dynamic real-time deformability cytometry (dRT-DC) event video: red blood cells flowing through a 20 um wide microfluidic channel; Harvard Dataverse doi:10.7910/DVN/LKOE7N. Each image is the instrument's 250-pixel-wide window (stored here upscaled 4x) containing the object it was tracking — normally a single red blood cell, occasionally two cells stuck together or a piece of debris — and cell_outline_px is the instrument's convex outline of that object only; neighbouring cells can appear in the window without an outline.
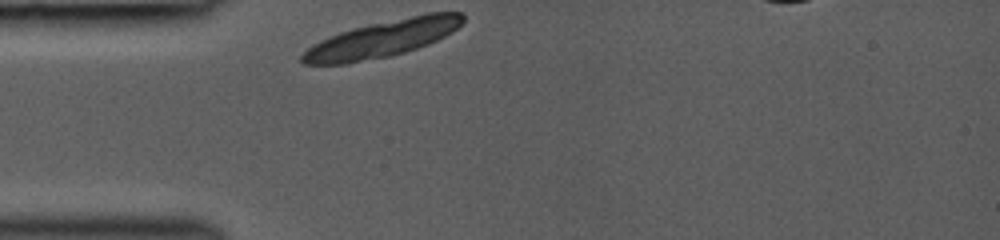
{"species": "common noctule bat (a hibernating species)", "species_latin": "Nyctalus noctula", "temperature_condition": "room temperature", "stored_images_in_passage": 22, "camera_frame_rate_fps": 3000, "um_per_image_px": 0.085, "animal": {"sex": "female", "body_mass_g": 19.0, "forearm_length_mm": 53.3}, "frame": {"image": 1, "passage_image": 1, "time_ms": 0.0, "image_size_px": [1000, 240], "cell_outline_px": [[464, 20], [452, 32], [428, 44], [404, 52], [388, 56], [344, 64], [304, 64], [300, 60], [300, 56], [312, 44], [320, 40], [340, 32], [352, 28], [428, 12], [464, 12]], "centroid_in_image_um": [32.49, 3.29], "position_along_channel_um": 52.5, "area_um2": 34.1}}